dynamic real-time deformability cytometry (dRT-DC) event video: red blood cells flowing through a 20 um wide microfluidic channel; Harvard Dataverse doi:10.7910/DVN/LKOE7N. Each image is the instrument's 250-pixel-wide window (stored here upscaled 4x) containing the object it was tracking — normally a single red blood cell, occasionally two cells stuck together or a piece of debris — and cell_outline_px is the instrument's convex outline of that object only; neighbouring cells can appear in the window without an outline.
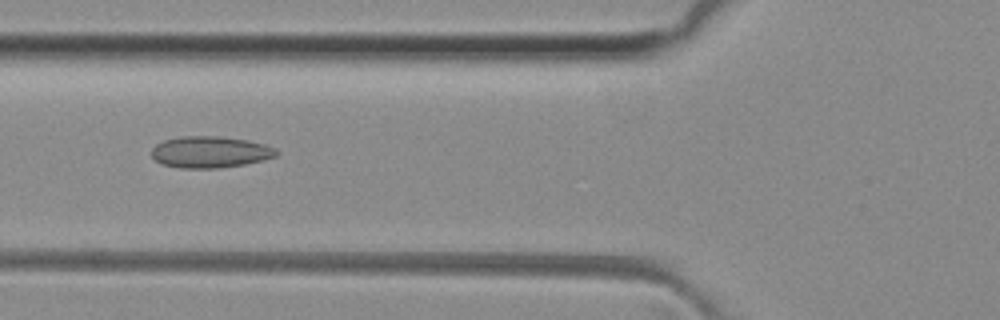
{"species": "common noctule bat (a hibernating species)", "species_latin": "Nyctalus noctula", "temperature_condition": "room temperature", "stored_images_in_passage": 36, "camera_frame_rate_fps": 3000, "um_per_image_px": 0.085, "animal": {"sex": "female", "body_mass_g": 29.2, "forearm_length_mm": 56.3}, "frame": {"image": 1, "passage_image": 7, "time_ms": 2.0, "image_size_px": [1000, 320], "cell_outline_px": [[280, 152], [276, 156], [264, 160], [244, 164], [220, 168], [180, 168], [164, 164], [156, 160], [152, 156], [152, 148], [156, 144], [164, 140], [180, 136], [220, 136], [248, 140], [264, 144], [276, 148]], "centroid_in_image_um": [17.89, 12.91], "position_along_channel_um": 107.9, "area_um2": 23.0}}
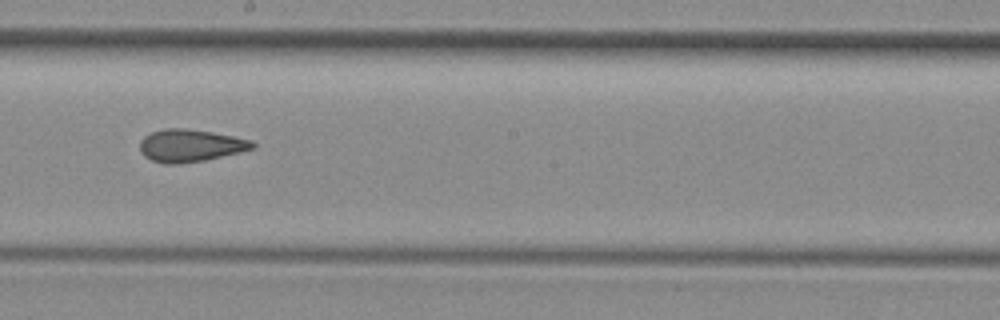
{"frame": {"image": 2, "passage_image": 16, "time_ms": 5.0, "image_size_px": [1000, 320], "cell_outline_px": [[256, 148], [204, 160], [180, 164], [164, 164], [152, 160], [144, 156], [140, 152], [140, 140], [144, 136], [152, 132], [164, 128], [184, 128], [212, 132], [252, 140], [256, 144]], "centroid_in_image_um": [16.16, 12.37], "position_along_channel_um": 232.0, "area_um2": 21.33}}
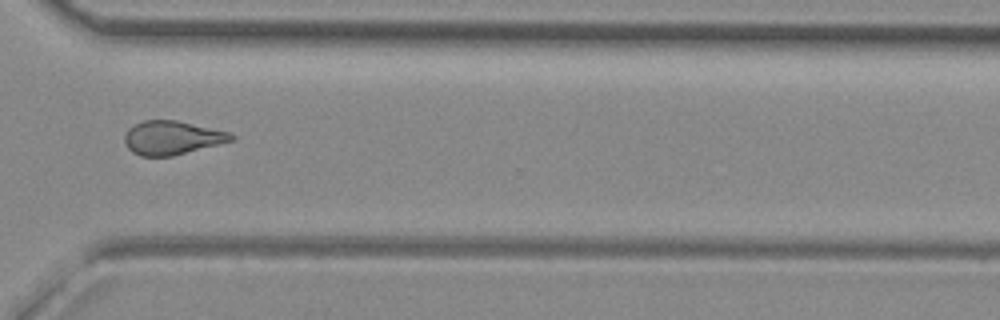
{"frame": {"image": 3, "passage_image": 25, "time_ms": 8.0, "image_size_px": [1000, 320], "cell_outline_px": [[236, 136], [232, 140], [172, 156], [140, 156], [132, 152], [128, 148], [124, 140], [124, 136], [128, 128], [132, 124], [144, 120], [176, 120], [228, 132]], "centroid_in_image_um": [14.55, 11.7], "position_along_channel_um": 356.0, "area_um2": 20.75}, "authors_computed_cell_mechanics": {"area_um2": 21.0392, "velocity_mm_per_s": 4.1299, "shape_relaxation_time_tau1_ms": null, "shape_relaxation_time_tau2_ms": 1.9547, "deformation_change_tau1": null, "deformation_change_tau2": 0.0993}}